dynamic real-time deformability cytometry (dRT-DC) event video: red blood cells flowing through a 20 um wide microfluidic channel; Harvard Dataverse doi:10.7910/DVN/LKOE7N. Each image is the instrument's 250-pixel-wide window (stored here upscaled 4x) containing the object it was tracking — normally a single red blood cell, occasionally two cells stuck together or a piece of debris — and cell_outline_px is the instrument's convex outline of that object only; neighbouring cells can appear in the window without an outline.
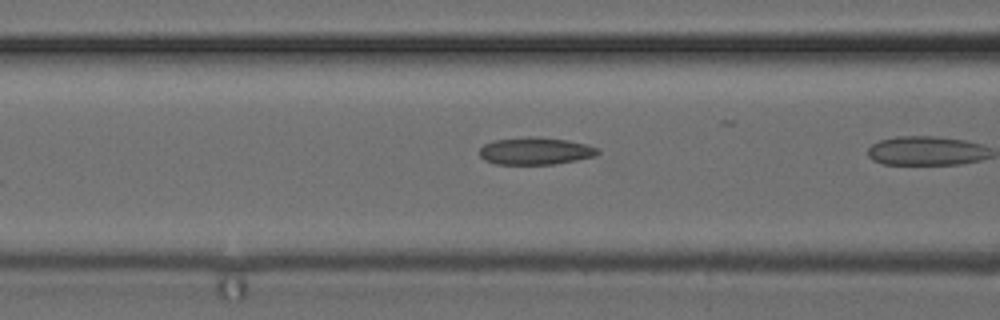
{"species": "common noctule bat (a hibernating species)", "species_latin": "Nyctalus noctula", "temperature_condition": "cold", "stored_images_in_passage": 4, "camera_frame_rate_fps": 3000, "um_per_image_px": 0.085, "animal": {"sex": "female", "body_mass_g": 24.6, "forearm_length_mm": 56.2}, "frame": {"image": 1, "passage_image": 3, "time_ms": 0.667, "image_size_px": [1000, 320], "cell_outline_px": [[600, 152], [596, 156], [556, 164], [496, 164], [484, 160], [480, 156], [480, 148], [484, 144], [492, 140], [532, 136], [536, 136], [568, 140], [600, 148]], "centroid_in_image_um": [45.51, 12.83], "position_along_channel_um": 121.1, "area_um2": 18.96}}